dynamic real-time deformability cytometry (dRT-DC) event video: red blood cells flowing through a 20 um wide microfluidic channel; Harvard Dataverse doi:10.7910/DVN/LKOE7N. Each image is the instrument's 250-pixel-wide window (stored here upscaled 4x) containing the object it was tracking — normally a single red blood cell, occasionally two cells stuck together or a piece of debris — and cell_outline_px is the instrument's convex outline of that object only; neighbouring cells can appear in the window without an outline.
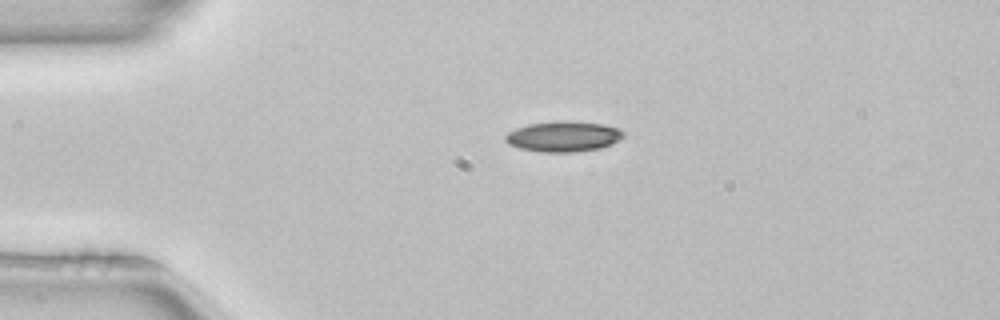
{"species": "common noctule bat (a hibernating species)", "species_latin": "Nyctalus noctula", "temperature_condition": "room temperature", "stored_images_in_passage": 2, "camera_frame_rate_fps": 3000, "um_per_image_px": 0.085, "animal": {"sex": "female", "body_mass_g": 22.7, "forearm_length_mm": 54.2}, "frame": {"image": 1, "passage_image": 1, "time_ms": 0.0, "image_size_px": [1000, 320], "cell_outline_px": [[624, 136], [620, 140], [612, 144], [600, 148], [576, 152], [540, 152], [520, 148], [508, 144], [504, 140], [504, 136], [508, 132], [516, 128], [528, 124], [568, 120], [604, 124], [620, 128], [624, 132]], "centroid_in_image_um": [47.91, 11.6], "position_along_channel_um": 37.1, "area_um2": 21.21}}
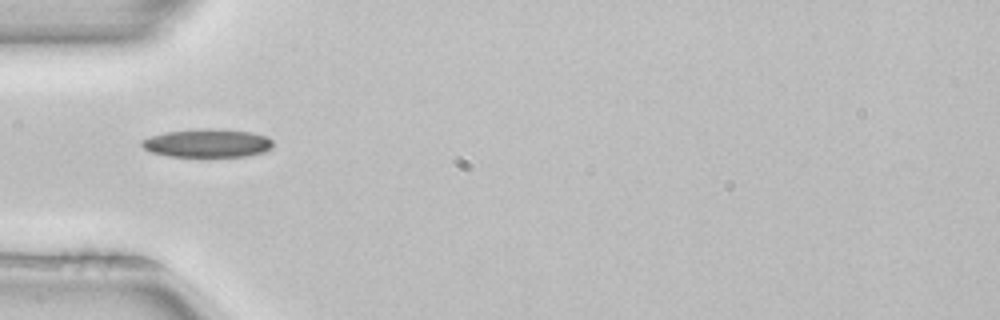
{"frame": {"image": 2, "passage_image": 2, "time_ms": 0.333, "image_size_px": [1000, 320], "cell_outline_px": [[272, 148], [264, 152], [248, 156], [168, 156], [152, 152], [144, 148], [140, 144], [140, 140], [164, 132], [196, 128], [212, 128], [252, 132], [264, 136], [272, 140]], "centroid_in_image_um": [17.61, 12.15], "position_along_channel_um": 67.4, "area_um2": 21.73}}